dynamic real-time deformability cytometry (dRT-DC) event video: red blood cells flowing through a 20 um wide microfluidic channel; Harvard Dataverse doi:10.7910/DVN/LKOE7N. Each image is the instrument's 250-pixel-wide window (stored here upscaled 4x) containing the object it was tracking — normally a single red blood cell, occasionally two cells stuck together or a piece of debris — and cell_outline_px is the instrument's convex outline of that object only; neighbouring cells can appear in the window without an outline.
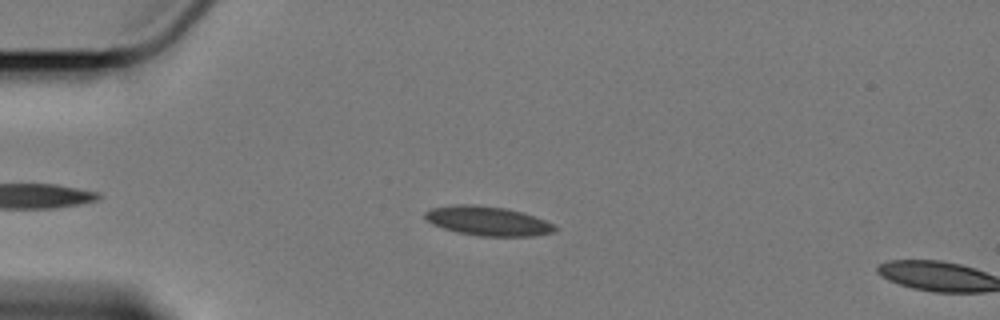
{"species": "Egyptian fruit bat (a non-hibernating species)", "species_latin": "Rousettus aegyptiacus", "temperature_condition": "cold", "stored_images_in_passage": 5, "camera_frame_rate_fps": 3000, "um_per_image_px": 0.085, "animal": {"sex": "female"}, "frame": {"image": 1, "passage_image": 3, "time_ms": 0.667, "image_size_px": [1000, 320], "cell_outline_px": [[556, 228], [552, 232], [532, 236], [480, 236], [456, 232], [432, 224], [424, 216], [424, 212], [432, 208], [460, 204], [472, 204], [504, 208], [520, 212], [544, 220], [552, 224]], "centroid_in_image_um": [41.41, 18.79], "position_along_channel_um": 43.6, "area_um2": 21.73}}